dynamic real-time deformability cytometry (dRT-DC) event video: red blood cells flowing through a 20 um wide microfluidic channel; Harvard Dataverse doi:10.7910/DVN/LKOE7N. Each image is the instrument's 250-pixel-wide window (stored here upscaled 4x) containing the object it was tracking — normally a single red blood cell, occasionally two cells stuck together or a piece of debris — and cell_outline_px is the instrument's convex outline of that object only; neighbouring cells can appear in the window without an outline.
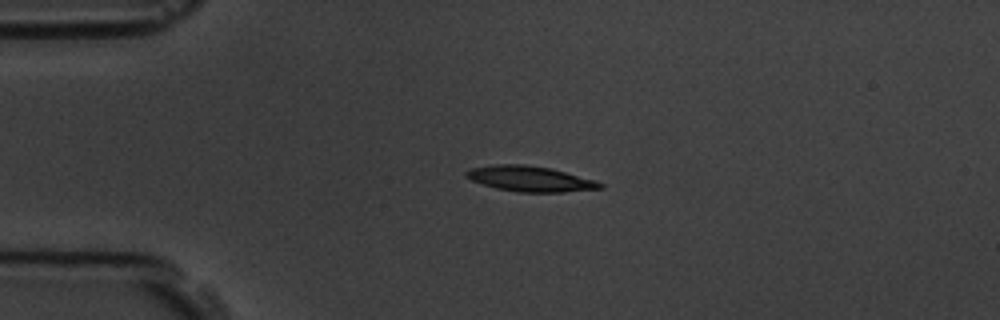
{"species": "common noctule bat (a hibernating species)", "species_latin": "Nyctalus noctula", "temperature_condition": "room temperature", "stored_images_in_passage": 4, "camera_frame_rate_fps": 3000, "um_per_image_px": 0.085, "animal": {"sex": "male", "body_mass_g": 19.5, "forearm_length_mm": 54.6}, "frame": {"image": 1, "passage_image": 3, "time_ms": 2.333, "image_size_px": [1000, 320], "cell_outline_px": [[604, 188], [564, 192], [520, 192], [496, 188], [472, 180], [464, 176], [464, 172], [472, 168], [496, 164], [524, 164], [552, 168], [596, 180], [604, 184]], "centroid_in_image_um": [45.1, 15.19], "position_along_channel_um": 39.9, "area_um2": 19.88}}